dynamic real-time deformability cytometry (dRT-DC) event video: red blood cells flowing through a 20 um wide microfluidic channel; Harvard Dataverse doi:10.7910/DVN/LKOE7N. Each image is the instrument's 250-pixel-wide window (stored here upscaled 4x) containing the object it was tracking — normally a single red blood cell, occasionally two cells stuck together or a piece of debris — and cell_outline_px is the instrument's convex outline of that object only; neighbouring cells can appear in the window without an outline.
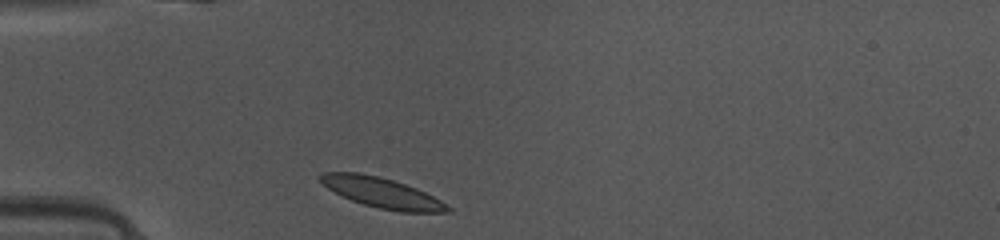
{"species": "common noctule bat (a hibernating species)", "species_latin": "Nyctalus noctula", "temperature_condition": "warm", "stored_images_in_passage": 35, "camera_frame_rate_fps": 3000, "um_per_image_px": 0.085, "animal": {"sex": "female", "body_mass_g": 10.0, "forearm_length_mm": 53.1}, "frame": {"image": 1, "passage_image": 1, "time_ms": 0.0, "image_size_px": [1000, 240], "cell_outline_px": [[452, 212], [400, 212], [380, 208], [364, 204], [352, 200], [328, 188], [316, 176], [324, 172], [360, 172], [380, 176], [416, 188], [440, 200], [452, 208]], "centroid_in_image_um": [32.47, 16.37], "position_along_channel_um": 52.5, "area_um2": 22.14}}
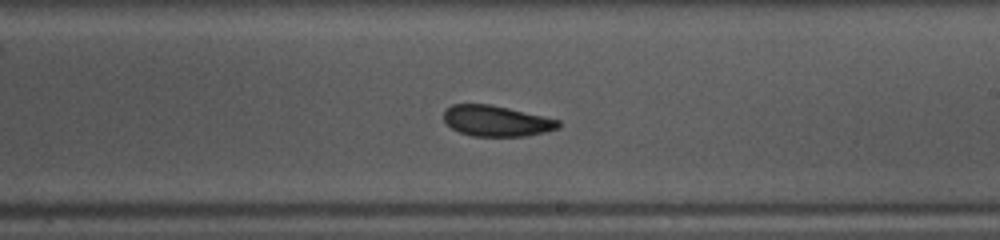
{"frame": {"image": 2, "passage_image": 16, "time_ms": 5.0, "image_size_px": [1000, 240], "cell_outline_px": [[560, 128], [544, 132], [524, 136], [472, 136], [460, 132], [452, 128], [444, 120], [444, 112], [452, 104], [488, 104], [508, 108], [544, 116], [560, 120]], "centroid_in_image_um": [42.21, 10.28], "position_along_channel_um": 246.8, "area_um2": 20.4}}
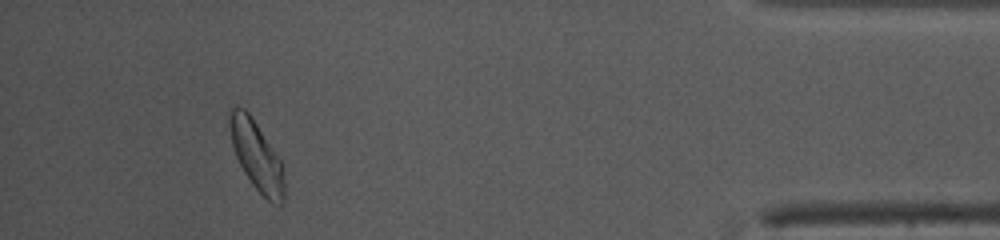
{"frame": {"image": 3, "passage_image": 32, "time_ms": 10.333, "image_size_px": [1000, 240], "cell_outline_px": [[284, 200], [280, 204], [272, 204], [252, 184], [244, 172], [236, 156], [232, 144], [228, 124], [228, 108], [244, 108], [248, 112], [280, 160], [284, 180]], "centroid_in_image_um": [21.78, 13.23], "position_along_channel_um": 413.4, "area_um2": 21.62}, "authors_computed_cell_mechanics": {"area_um2": 21.6172, "velocity_mm_per_s": 4.0987, "shape_relaxation_time_tau1_ms": 2.6128, "shape_relaxation_time_tau2_ms": 1.9664, "deformation_change_tau1": 0.1257, "deformation_change_tau2": 0.0613}}